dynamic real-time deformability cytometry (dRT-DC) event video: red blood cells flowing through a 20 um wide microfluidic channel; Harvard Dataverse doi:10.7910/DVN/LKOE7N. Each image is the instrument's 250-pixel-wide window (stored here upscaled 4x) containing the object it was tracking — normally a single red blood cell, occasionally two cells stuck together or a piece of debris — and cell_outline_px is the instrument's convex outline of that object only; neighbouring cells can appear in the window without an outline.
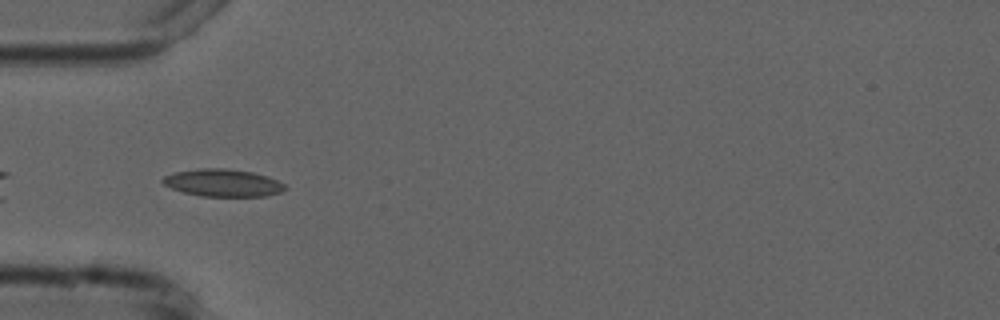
{"species": "common noctule bat (a hibernating species)", "species_latin": "Nyctalus noctula", "temperature_condition": "cold", "stored_images_in_passage": 7, "camera_frame_rate_fps": 3000, "um_per_image_px": 0.085, "animal": {"sex": "male", "forearm_length_mm": 52.5}, "frame": {"image": 1, "passage_image": 5, "time_ms": 4.667, "image_size_px": [1000, 320], "cell_outline_px": [[288, 188], [280, 192], [264, 196], [200, 196], [184, 192], [172, 188], [164, 184], [160, 180], [164, 176], [176, 172], [196, 168], [224, 168], [252, 172], [268, 176], [284, 184]], "centroid_in_image_um": [18.94, 15.53], "position_along_channel_um": 66.1, "area_um2": 19.48}}
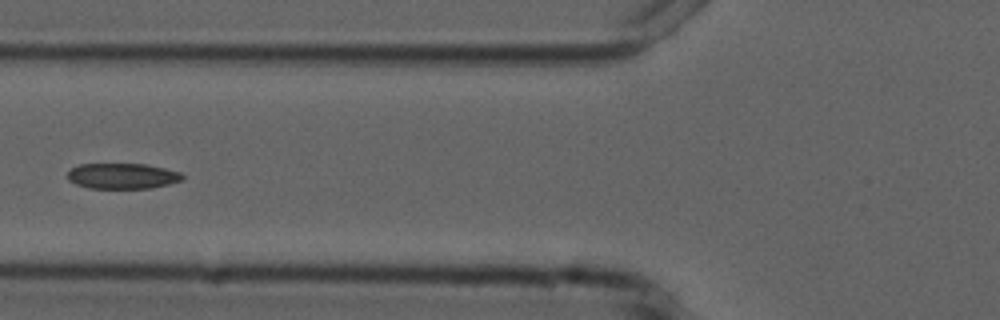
{"frame": {"image": 2, "passage_image": 6, "time_ms": 6.0, "image_size_px": [1000, 320], "cell_outline_px": [[184, 180], [152, 188], [88, 188], [76, 184], [68, 180], [68, 172], [72, 168], [80, 164], [148, 164], [180, 172], [184, 176]], "centroid_in_image_um": [10.43, 14.96], "position_along_channel_um": 115.4, "area_um2": 17.17}}
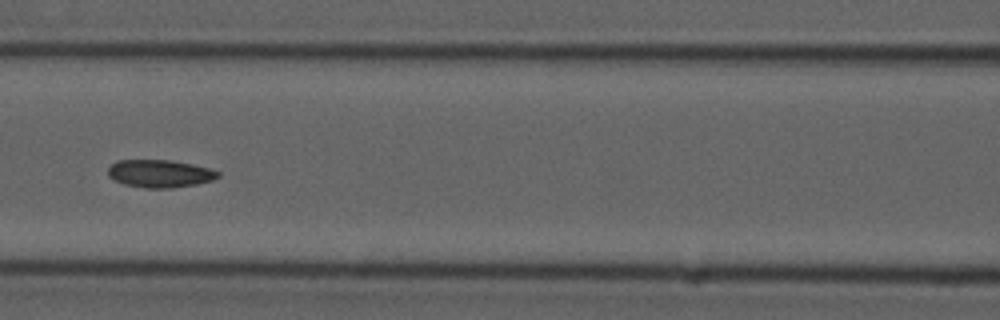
{"frame": {"image": 3, "passage_image": 7, "time_ms": 7.0, "image_size_px": [1000, 320], "cell_outline_px": [[220, 176], [212, 180], [196, 184], [172, 188], [144, 188], [124, 184], [108, 176], [108, 168], [116, 160], [172, 160], [192, 164], [208, 168], [220, 172]], "centroid_in_image_um": [13.58, 14.75], "position_along_channel_um": 153.0, "area_um2": 17.74}}